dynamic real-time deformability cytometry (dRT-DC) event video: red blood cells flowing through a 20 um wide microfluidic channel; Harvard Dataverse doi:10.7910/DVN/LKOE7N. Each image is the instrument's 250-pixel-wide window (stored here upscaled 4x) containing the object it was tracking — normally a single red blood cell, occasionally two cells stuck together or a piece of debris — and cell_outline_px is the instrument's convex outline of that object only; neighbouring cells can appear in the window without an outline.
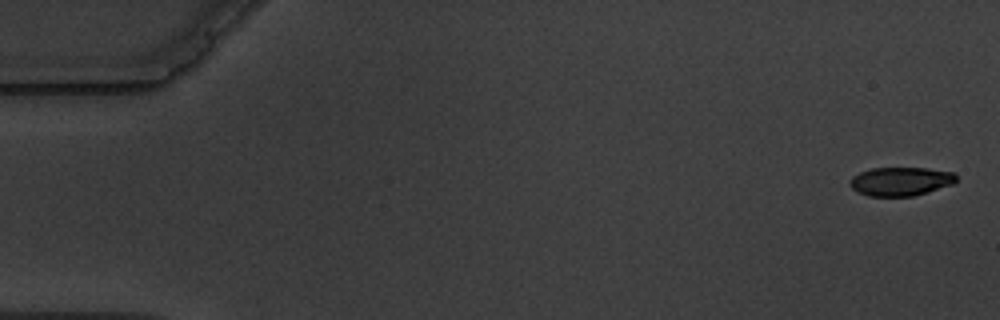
{"species": "common noctule bat (a hibernating species)", "species_latin": "Nyctalus noctula", "temperature_condition": "warm", "stored_images_in_passage": 15, "camera_frame_rate_fps": 3000, "um_per_image_px": 0.085, "animal": {"sex": "male", "body_mass_g": 19.5, "forearm_length_mm": 54.6}, "frame": {"image": 1, "passage_image": 1, "time_ms": 0.0, "image_size_px": [1000, 320], "cell_outline_px": [[956, 180], [952, 184], [912, 196], [868, 196], [856, 192], [848, 184], [848, 180], [852, 176], [860, 172], [872, 168], [924, 168], [952, 172], [956, 176]], "centroid_in_image_um": [76.47, 15.42], "position_along_channel_um": 8.5, "area_um2": 17.69}}
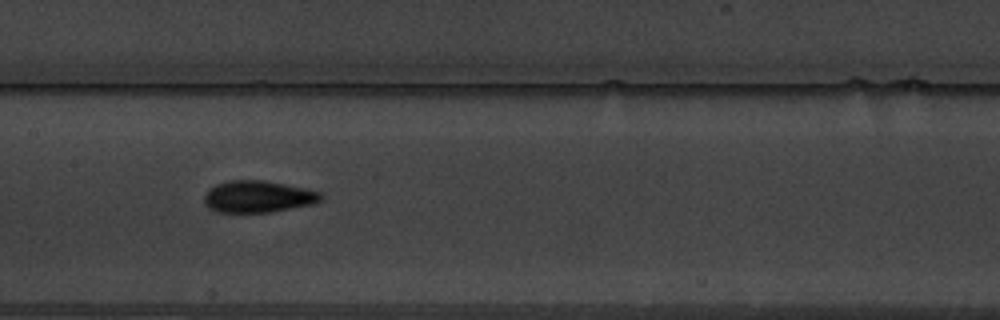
{"frame": {"image": 2, "passage_image": 8, "time_ms": 9.0, "image_size_px": [1000, 320], "cell_outline_px": [[324, 200], [316, 204], [268, 212], [216, 212], [208, 208], [204, 204], [204, 196], [216, 184], [228, 180], [264, 180], [304, 188], [320, 192], [324, 196]], "centroid_in_image_um": [21.97, 16.72], "position_along_channel_um": 185.4, "area_um2": 21.73}}
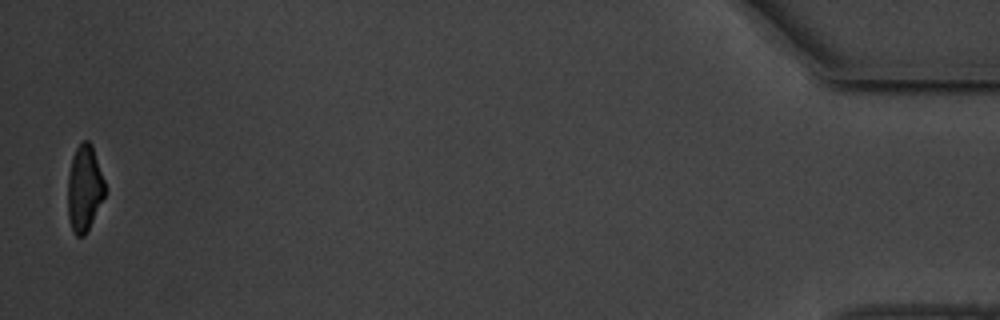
{"frame": {"image": 3, "passage_image": 15, "time_ms": 18.333, "image_size_px": [1000, 320], "cell_outline_px": [[104, 196], [84, 236], [76, 236], [72, 228], [68, 216], [68, 176], [72, 156], [76, 148], [84, 140], [88, 140], [92, 144], [104, 180]], "centroid_in_image_um": [7.16, 15.97], "position_along_channel_um": 428.0, "area_um2": 18.26}, "authors_computed_cell_mechanics": {"area_um2": 20.4034, "velocity_mm_per_s": 3.5649, "shape_relaxation_time_tau1_ms": 4.33, "shape_relaxation_time_tau2_ms": 1.1444, "deformation_change_tau1": 0.1456, "deformation_change_tau2": 0.0659}}